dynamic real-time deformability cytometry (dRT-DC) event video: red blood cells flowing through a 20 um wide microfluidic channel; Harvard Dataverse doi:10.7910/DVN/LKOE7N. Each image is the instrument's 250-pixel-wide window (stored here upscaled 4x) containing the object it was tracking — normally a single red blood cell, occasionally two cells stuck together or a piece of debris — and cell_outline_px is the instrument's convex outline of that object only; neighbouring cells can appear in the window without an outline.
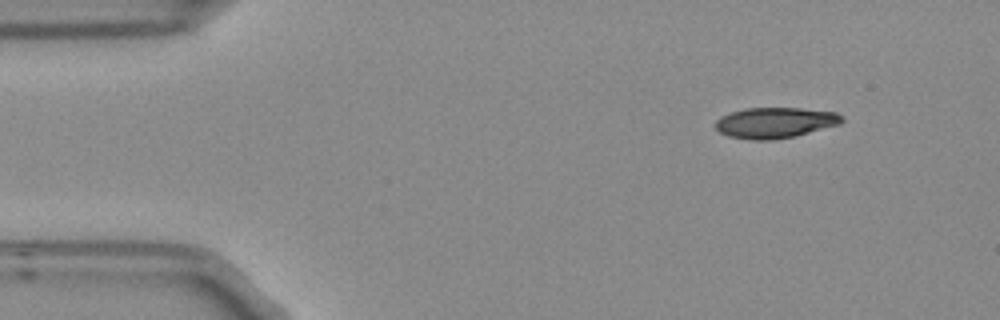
{"species": "Egyptian fruit bat (a non-hibernating species)", "species_latin": "Rousettus aegyptiacus", "temperature_condition": "room temperature", "stored_images_in_passage": 6, "camera_frame_rate_fps": 3000, "um_per_image_px": 0.085, "frame": {"image": 1, "passage_image": 1, "time_ms": 0.0, "image_size_px": [1000, 320], "cell_outline_px": [[844, 120], [840, 124], [796, 136], [772, 140], [752, 140], [728, 136], [720, 132], [716, 128], [716, 120], [720, 116], [728, 112], [744, 108], [800, 108], [836, 112], [844, 116]], "centroid_in_image_um": [65.88, 10.42], "position_along_channel_um": 19.1, "area_um2": 22.83}}
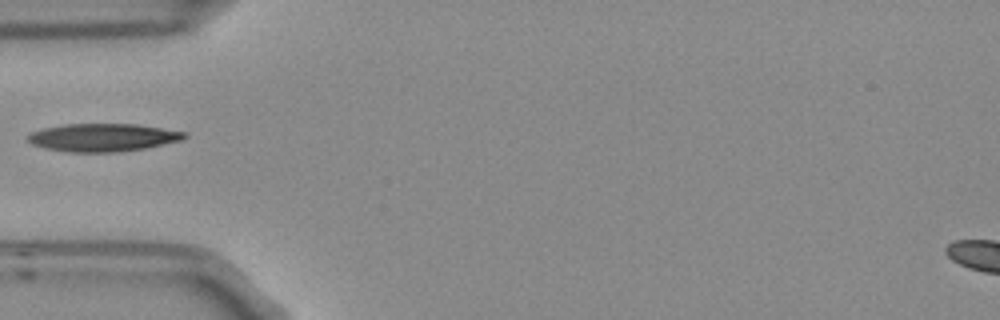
{"frame": {"image": 2, "passage_image": 4, "time_ms": 1.0, "image_size_px": [1000, 320], "cell_outline_px": [[188, 136], [180, 140], [144, 148], [120, 152], [68, 152], [44, 148], [32, 144], [28, 140], [28, 136], [32, 132], [44, 128], [64, 124], [136, 124], [184, 132]], "centroid_in_image_um": [8.7, 11.69], "position_along_channel_um": 76.3, "area_um2": 25.2}}